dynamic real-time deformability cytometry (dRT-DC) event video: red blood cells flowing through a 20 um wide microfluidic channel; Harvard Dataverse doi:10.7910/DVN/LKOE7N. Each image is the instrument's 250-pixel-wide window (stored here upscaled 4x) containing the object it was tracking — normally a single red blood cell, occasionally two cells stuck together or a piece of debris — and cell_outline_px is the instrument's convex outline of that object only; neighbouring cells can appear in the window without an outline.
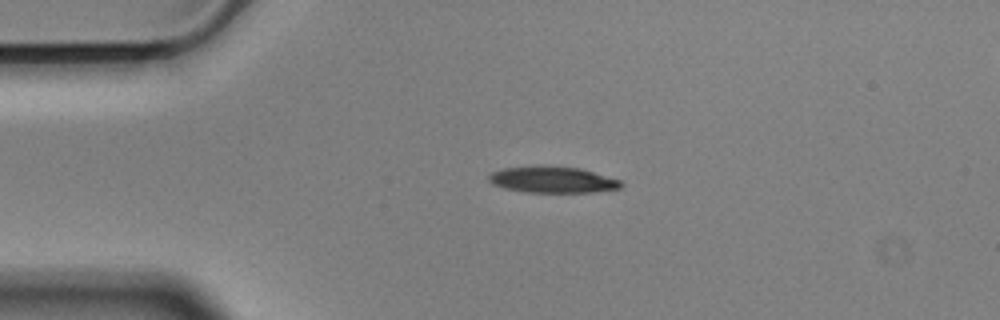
{"species": "Egyptian fruit bat (a non-hibernating species)", "species_latin": "Rousettus aegyptiacus", "temperature_condition": "cold", "stored_images_in_passage": 45, "camera_frame_rate_fps": 3000, "um_per_image_px": 0.085, "animal": {"sex": "male"}, "frame": {"image": 1, "passage_image": 1, "time_ms": 0.0, "image_size_px": [1000, 320], "cell_outline_px": [[624, 184], [620, 188], [592, 192], [524, 192], [504, 188], [492, 184], [488, 180], [488, 176], [492, 172], [504, 168], [540, 164], [580, 168], [620, 180]], "centroid_in_image_um": [46.93, 15.25], "position_along_channel_um": 38.1, "area_um2": 20.52}}
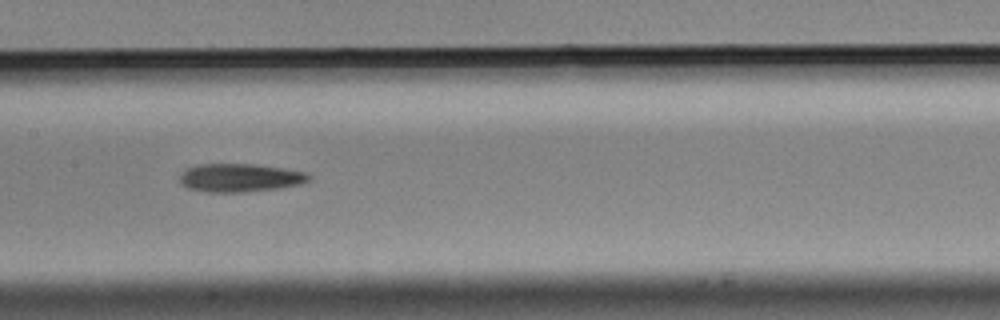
{"frame": {"image": 2, "passage_image": 16, "time_ms": 5.0, "image_size_px": [1000, 320], "cell_outline_px": [[312, 176], [308, 180], [300, 184], [280, 188], [244, 192], [208, 192], [188, 188], [180, 184], [180, 176], [188, 168], [196, 164], [252, 164], [280, 168], [304, 172]], "centroid_in_image_um": [20.37, 15.11], "position_along_channel_um": 187.0, "area_um2": 21.1}}
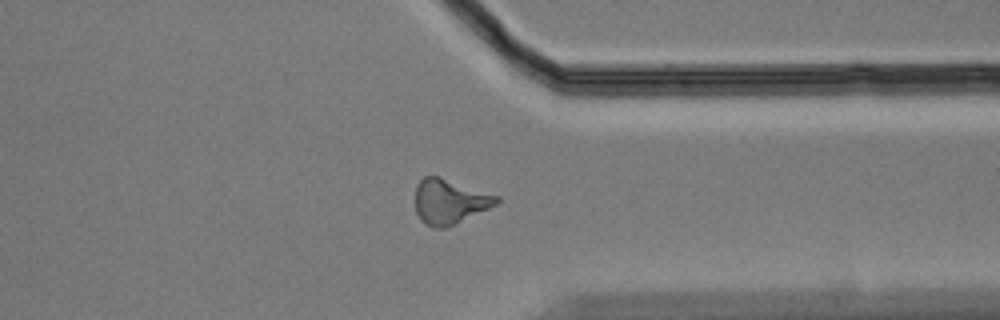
{"frame": {"image": 3, "passage_image": 32, "time_ms": 10.333, "image_size_px": [1000, 320], "cell_outline_px": [[500, 200], [496, 204], [488, 208], [444, 228], [432, 228], [420, 220], [416, 212], [416, 184], [424, 176], [440, 176], [500, 196]], "centroid_in_image_um": [38.19, 17.11], "position_along_channel_um": 373.2, "area_um2": 21.1}, "authors_computed_cell_mechanics": {"area_um2": 20.6924, "velocity_mm_per_s": 3.542, "shape_relaxation_time_tau1_ms": 6.4589, "shape_relaxation_time_tau2_ms": 7.2581, "deformation_change_tau1": 0.1709, "deformation_change_tau2": 0.2015}}